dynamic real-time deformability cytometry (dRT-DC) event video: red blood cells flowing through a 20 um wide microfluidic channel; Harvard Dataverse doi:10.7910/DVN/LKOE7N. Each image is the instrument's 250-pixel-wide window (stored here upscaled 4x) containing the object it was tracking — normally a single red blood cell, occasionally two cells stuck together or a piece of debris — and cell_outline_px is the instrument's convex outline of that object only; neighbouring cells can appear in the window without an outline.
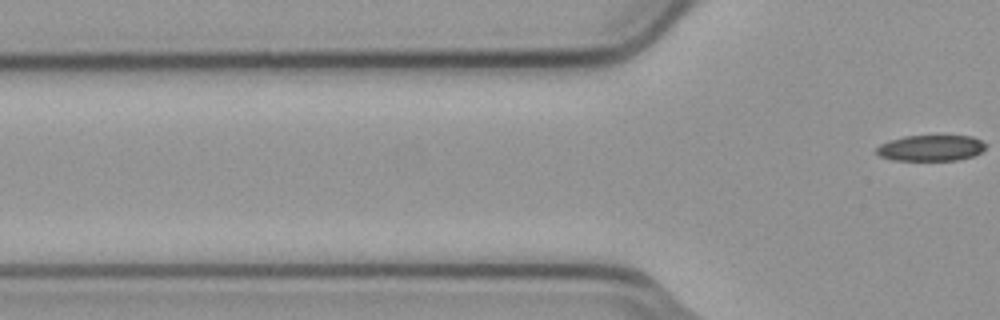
{"species": "common noctule bat (a hibernating species)", "species_latin": "Nyctalus noctula", "temperature_condition": "cold", "stored_images_in_passage": 6, "camera_frame_rate_fps": 3000, "um_per_image_px": 0.085, "animal": {"sex": "male", "body_mass_g": 23.1, "forearm_length_mm": 52.7}, "frame": {"image": 1, "passage_image": 6, "time_ms": 1.667, "image_size_px": [1000, 320], "cell_outline_px": [[984, 148], [980, 152], [972, 156], [956, 160], [896, 160], [880, 156], [876, 152], [876, 148], [880, 144], [888, 140], [904, 136], [972, 136], [980, 140], [984, 144]], "centroid_in_image_um": [79.08, 12.57], "position_along_channel_um": 46.7, "area_um2": 16.3}}